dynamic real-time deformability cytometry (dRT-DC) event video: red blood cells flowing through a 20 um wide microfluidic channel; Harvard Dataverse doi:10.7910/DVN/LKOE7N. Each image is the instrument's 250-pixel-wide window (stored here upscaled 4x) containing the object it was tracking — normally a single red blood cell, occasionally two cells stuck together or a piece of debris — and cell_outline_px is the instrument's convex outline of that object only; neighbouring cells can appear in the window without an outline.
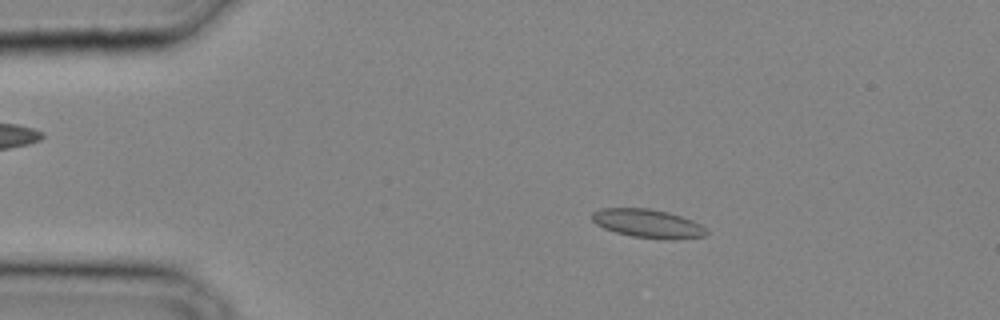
{"species": "common noctule bat (a hibernating species)", "species_latin": "Nyctalus noctula", "temperature_condition": "cold", "stored_images_in_passage": 19, "camera_frame_rate_fps": 3000, "um_per_image_px": 0.085, "animal": {"sex": "male", "body_mass_g": 20.4}, "frame": {"image": 1, "passage_image": 6, "time_ms": 1.667, "image_size_px": [1000, 320], "cell_outline_px": [[708, 232], [704, 236], [676, 240], [664, 240], [632, 236], [616, 232], [604, 228], [596, 224], [592, 220], [592, 212], [600, 208], [648, 208], [668, 212], [692, 220], [708, 228]], "centroid_in_image_um": [55.09, 19.01], "position_along_channel_um": 29.9, "area_um2": 19.25}}
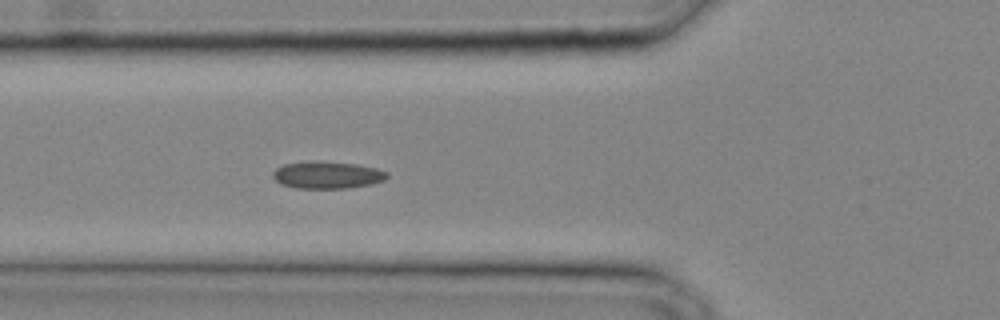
{"frame": {"image": 2, "passage_image": 12, "time_ms": 3.667, "image_size_px": [1000, 320], "cell_outline_px": [[388, 176], [384, 180], [372, 184], [348, 188], [296, 188], [280, 184], [272, 176], [272, 172], [276, 168], [284, 164], [308, 160], [316, 160], [356, 164], [376, 168], [388, 172]], "centroid_in_image_um": [27.79, 14.86], "position_along_channel_um": 98.0, "area_um2": 18.32}}
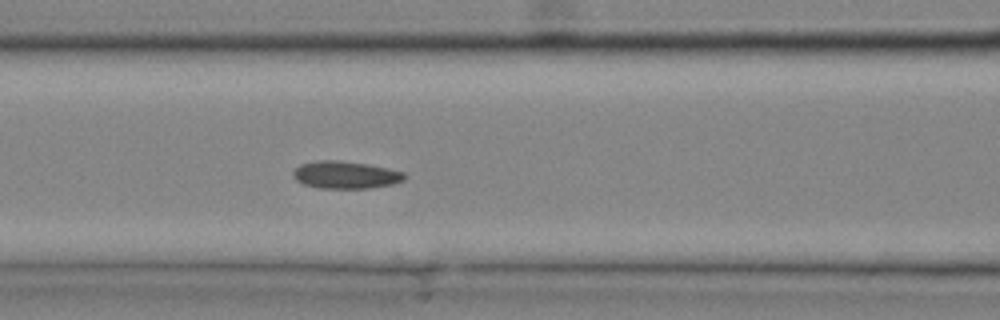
{"frame": {"image": 3, "passage_image": 14, "time_ms": 4.333, "image_size_px": [1000, 320], "cell_outline_px": [[404, 180], [392, 184], [368, 188], [320, 188], [304, 184], [296, 180], [292, 176], [292, 172], [300, 164], [316, 160], [340, 160], [368, 164], [388, 168], [404, 172]], "centroid_in_image_um": [29.34, 14.85], "position_along_channel_um": 137.3, "area_um2": 17.8}}